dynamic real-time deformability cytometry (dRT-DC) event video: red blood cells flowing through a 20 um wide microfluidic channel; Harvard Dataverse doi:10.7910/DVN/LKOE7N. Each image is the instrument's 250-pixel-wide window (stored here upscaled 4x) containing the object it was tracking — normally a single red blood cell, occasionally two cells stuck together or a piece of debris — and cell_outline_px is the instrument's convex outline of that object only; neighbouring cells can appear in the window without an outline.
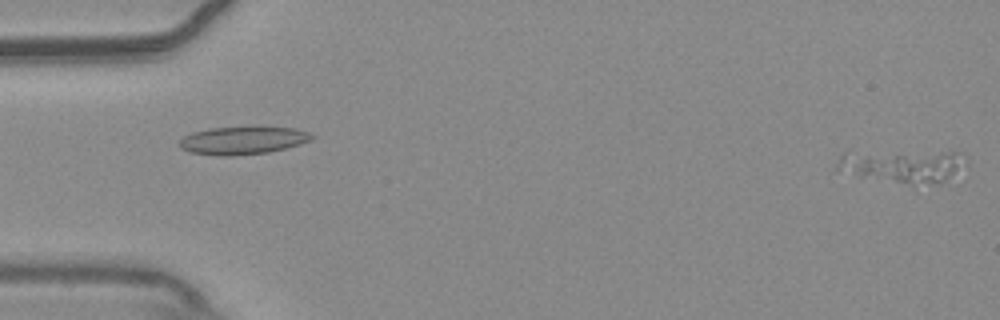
{"species": "common noctule bat (a hibernating species)", "species_latin": "Nyctalus noctula", "temperature_condition": "warm", "stored_images_in_passage": 13, "camera_frame_rate_fps": 3000, "um_per_image_px": 0.085, "animal": {"sex": "male", "body_mass_g": 20.4}, "frame": {"image": 1, "passage_image": 1, "time_ms": 0.0, "image_size_px": [1000, 320], "cell_outline_px": [[968, 164], [944, 180], [916, 192], [860, 176], [836, 168], [836, 164], [840, 156], [844, 152], [960, 152], [968, 160]], "centroid_in_image_um": [76.79, 14.21], "position_along_channel_um": 8.2, "area_um2": 26.24}}